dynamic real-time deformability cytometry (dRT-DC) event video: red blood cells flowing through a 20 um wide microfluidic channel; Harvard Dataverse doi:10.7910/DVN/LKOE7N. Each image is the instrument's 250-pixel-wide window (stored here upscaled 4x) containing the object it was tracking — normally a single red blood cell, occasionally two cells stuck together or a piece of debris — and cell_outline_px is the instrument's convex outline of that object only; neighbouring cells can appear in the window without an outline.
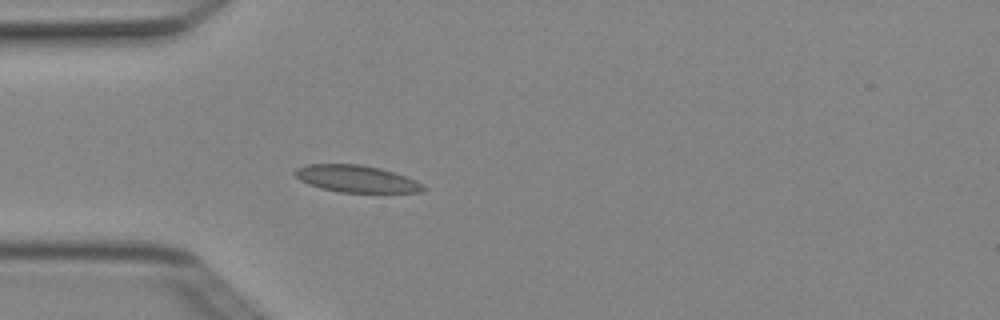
{"species": "Egyptian fruit bat (a non-hibernating species)", "species_latin": "Rousettus aegyptiacus", "temperature_condition": "cold", "stored_images_in_passage": 2, "camera_frame_rate_fps": 3000, "um_per_image_px": 0.085, "animal": {"sex": "female"}, "frame": {"image": 1, "passage_image": 2, "time_ms": 0.333, "image_size_px": [1000, 320], "cell_outline_px": [[428, 188], [420, 192], [340, 192], [320, 188], [308, 184], [300, 180], [292, 172], [296, 168], [308, 164], [360, 164], [380, 168], [416, 180], [424, 184]], "centroid_in_image_um": [30.28, 15.19], "position_along_channel_um": 54.7, "area_um2": 20.17}}